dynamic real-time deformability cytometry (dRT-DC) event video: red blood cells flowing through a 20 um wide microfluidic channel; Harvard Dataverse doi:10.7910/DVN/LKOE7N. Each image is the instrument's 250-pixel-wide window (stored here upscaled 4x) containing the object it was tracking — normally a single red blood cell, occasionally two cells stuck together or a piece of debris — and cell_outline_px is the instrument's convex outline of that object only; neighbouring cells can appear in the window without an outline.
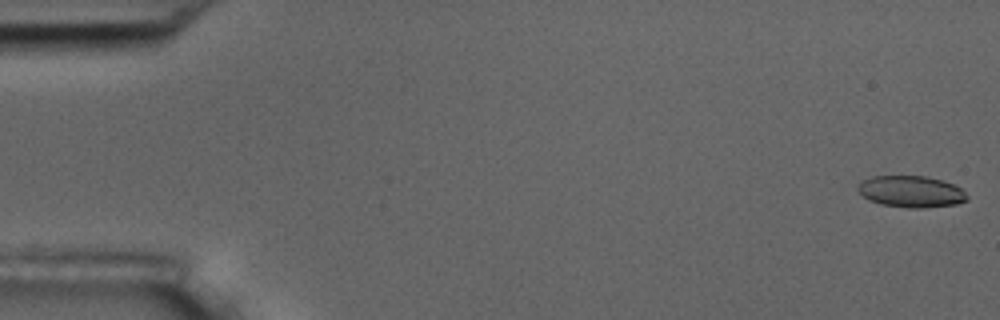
{"species": "common noctule bat (a hibernating species)", "species_latin": "Nyctalus noctula", "temperature_condition": "room temperature", "stored_images_in_passage": 6, "camera_frame_rate_fps": 3000, "um_per_image_px": 0.085, "animal": {"sex": "male", "body_mass_g": 17.5, "forearm_length_mm": 52.3}, "frame": {"image": 1, "passage_image": 1, "time_ms": 0.0, "image_size_px": [1000, 320], "cell_outline_px": [[968, 200], [956, 204], [924, 208], [908, 208], [880, 204], [868, 200], [856, 188], [860, 180], [872, 176], [924, 176], [940, 180], [952, 184], [960, 188], [968, 196]], "centroid_in_image_um": [77.41, 16.29], "position_along_channel_um": 7.6, "area_um2": 20.11}}
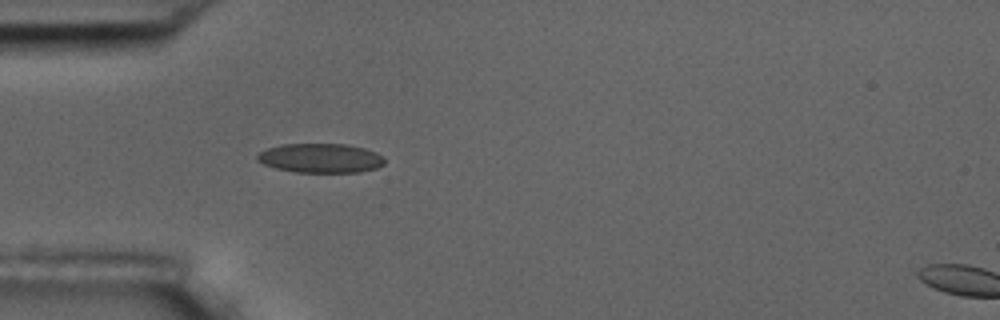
{"frame": {"image": 2, "passage_image": 5, "time_ms": 5.333, "image_size_px": [1000, 320], "cell_outline_px": [[384, 164], [376, 168], [360, 172], [296, 172], [276, 168], [264, 164], [256, 160], [256, 156], [260, 152], [268, 148], [280, 144], [348, 144], [364, 148], [376, 152], [384, 156]], "centroid_in_image_um": [27.26, 13.43], "position_along_channel_um": 57.7, "area_um2": 21.79}}